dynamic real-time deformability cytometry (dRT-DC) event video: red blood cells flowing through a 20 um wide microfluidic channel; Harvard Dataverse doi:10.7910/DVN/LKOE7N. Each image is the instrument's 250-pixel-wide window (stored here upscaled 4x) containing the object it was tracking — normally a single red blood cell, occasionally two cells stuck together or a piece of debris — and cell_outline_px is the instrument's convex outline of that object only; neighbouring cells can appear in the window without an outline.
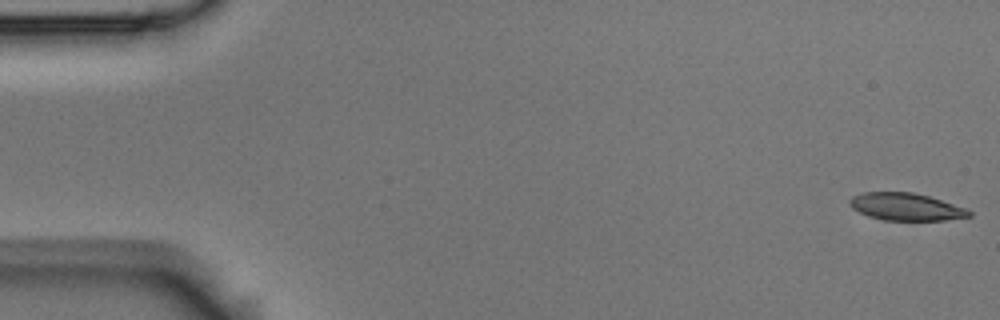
{"species": "Egyptian fruit bat (a non-hibernating species)", "species_latin": "Rousettus aegyptiacus", "temperature_condition": "room temperature", "stored_images_in_passage": 5, "camera_frame_rate_fps": 3000, "um_per_image_px": 0.085, "animal": {"sex": "male"}, "frame": {"image": 1, "passage_image": 1, "time_ms": 0.0, "image_size_px": [1000, 320], "cell_outline_px": [[972, 216], [944, 220], [884, 220], [868, 216], [852, 208], [848, 204], [848, 200], [852, 196], [864, 192], [912, 192], [928, 196], [968, 208], [972, 212]], "centroid_in_image_um": [77.01, 17.57], "position_along_channel_um": 8.0, "area_um2": 19.13}}